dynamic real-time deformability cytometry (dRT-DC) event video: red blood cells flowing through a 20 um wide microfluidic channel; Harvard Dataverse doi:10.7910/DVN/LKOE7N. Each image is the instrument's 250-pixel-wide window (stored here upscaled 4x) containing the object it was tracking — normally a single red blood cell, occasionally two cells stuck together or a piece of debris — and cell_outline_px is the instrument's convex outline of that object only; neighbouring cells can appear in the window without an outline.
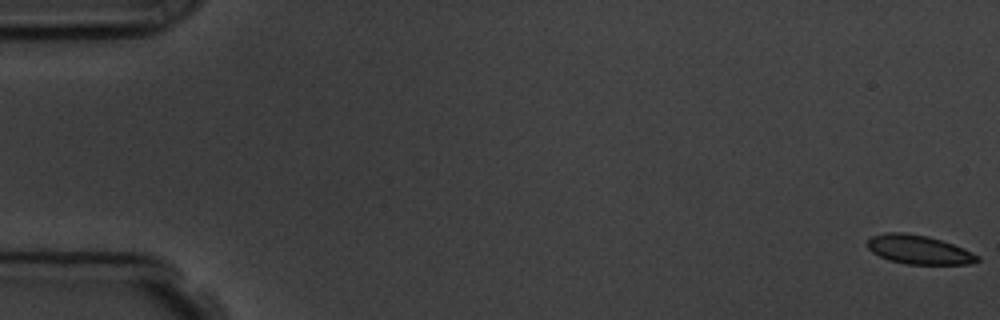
{"species": "common noctule bat (a hibernating species)", "species_latin": "Nyctalus noctula", "temperature_condition": "room temperature", "stored_images_in_passage": 7, "camera_frame_rate_fps": 3000, "um_per_image_px": 0.085, "animal": {"sex": "male", "body_mass_g": 19.5, "forearm_length_mm": 54.6}, "frame": {"image": 1, "passage_image": 1, "time_ms": 0.0, "image_size_px": [1000, 320], "cell_outline_px": [[980, 260], [968, 264], [908, 264], [888, 260], [872, 252], [868, 248], [868, 240], [872, 236], [884, 232], [904, 232], [928, 236], [964, 248], [980, 256]], "centroid_in_image_um": [78.1, 21.21], "position_along_channel_um": 6.9, "area_um2": 18.5}}
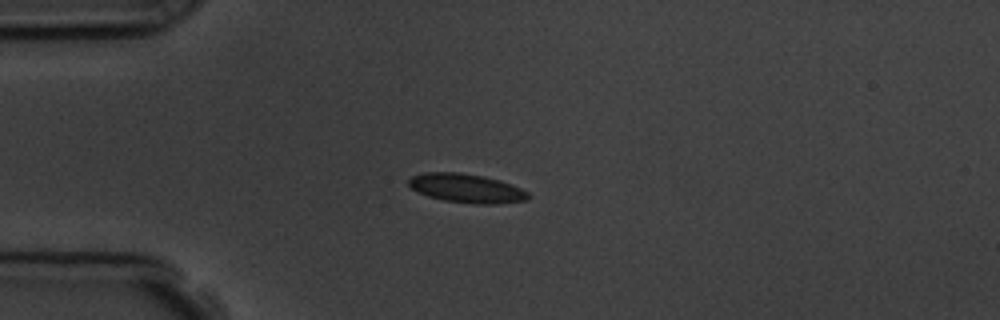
{"frame": {"image": 2, "passage_image": 5, "time_ms": 4.667, "image_size_px": [1000, 320], "cell_outline_px": [[532, 196], [528, 200], [496, 204], [476, 204], [444, 200], [428, 196], [416, 192], [408, 184], [408, 180], [412, 176], [424, 172], [460, 172], [484, 176], [500, 180], [520, 188], [528, 192]], "centroid_in_image_um": [39.66, 16.0], "position_along_channel_um": 45.3, "area_um2": 20.29}}